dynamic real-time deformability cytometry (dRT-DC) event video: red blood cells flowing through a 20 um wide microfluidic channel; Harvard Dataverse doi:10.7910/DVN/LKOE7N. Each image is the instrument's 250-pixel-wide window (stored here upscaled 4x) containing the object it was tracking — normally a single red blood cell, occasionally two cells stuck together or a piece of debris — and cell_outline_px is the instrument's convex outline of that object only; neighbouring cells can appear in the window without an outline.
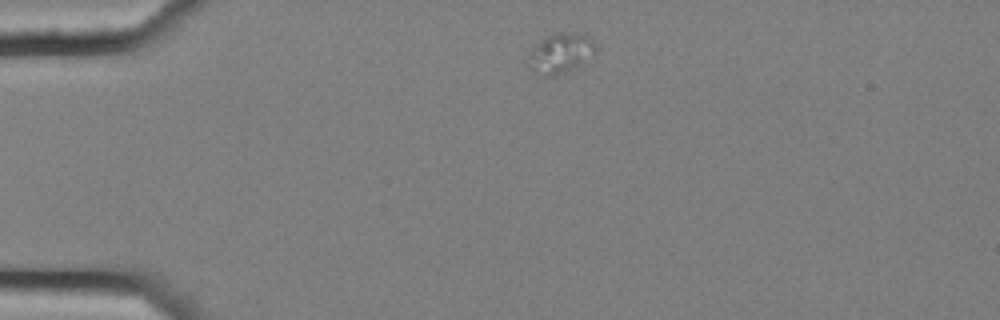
{"species": "common noctule bat (a hibernating species)", "species_latin": "Nyctalus noctula", "temperature_condition": "cold", "stored_images_in_passage": 7, "camera_frame_rate_fps": 3000, "um_per_image_px": 0.085, "animal": {"sex": "female", "body_mass_g": 25.1}, "frame": {"image": 1, "passage_image": 1, "time_ms": 0.0, "image_size_px": [1000, 320], "cell_outline_px": [[596, 52], [584, 64], [556, 76], [540, 76], [532, 72], [524, 60], [528, 52], [532, 48], [548, 36], [560, 32], [584, 32], [596, 44]], "centroid_in_image_um": [47.63, 4.55], "position_along_channel_um": 37.4, "area_um2": 16.36}}